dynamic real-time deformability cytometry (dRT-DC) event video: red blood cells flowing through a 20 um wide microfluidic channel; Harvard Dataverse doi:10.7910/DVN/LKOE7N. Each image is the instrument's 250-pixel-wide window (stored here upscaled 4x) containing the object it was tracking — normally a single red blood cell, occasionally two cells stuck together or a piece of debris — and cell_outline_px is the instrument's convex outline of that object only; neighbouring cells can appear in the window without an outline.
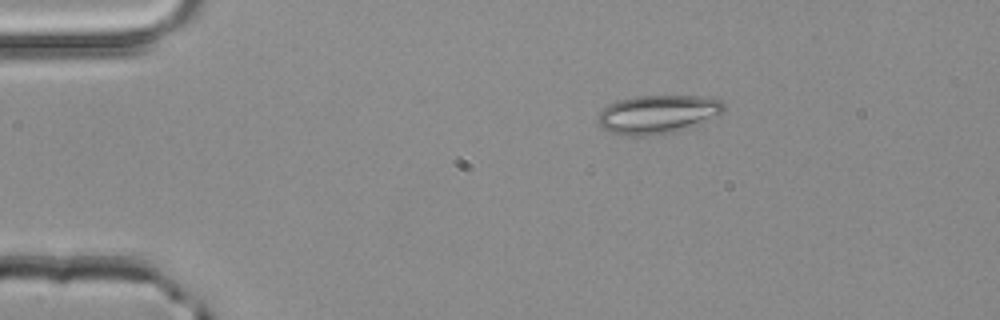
{"species": "common noctule bat (a hibernating species)", "species_latin": "Nyctalus noctula", "temperature_condition": "room temperature", "stored_images_in_passage": 2, "camera_frame_rate_fps": 3000, "um_per_image_px": 0.085, "animal": {"sex": "male", "body_mass_g": 20.4}, "frame": {"image": 1, "passage_image": 1, "time_ms": 0.0, "image_size_px": [1000, 320], "cell_outline_px": [[724, 112], [692, 128], [672, 132], [644, 136], [632, 136], [608, 132], [596, 124], [596, 120], [600, 112], [608, 104], [620, 100], [636, 96], [700, 96], [720, 100], [724, 104]], "centroid_in_image_um": [55.89, 9.73], "position_along_channel_um": 29.1, "area_um2": 28.5}}